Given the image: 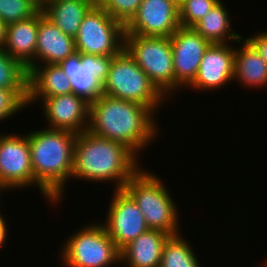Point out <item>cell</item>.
<instances>
[{"label": "cell", "mask_w": 267, "mask_h": 267, "mask_svg": "<svg viewBox=\"0 0 267 267\" xmlns=\"http://www.w3.org/2000/svg\"><path fill=\"white\" fill-rule=\"evenodd\" d=\"M74 53H76L74 38L66 35L40 9L35 66L60 64Z\"/></svg>", "instance_id": "obj_15"}, {"label": "cell", "mask_w": 267, "mask_h": 267, "mask_svg": "<svg viewBox=\"0 0 267 267\" xmlns=\"http://www.w3.org/2000/svg\"><path fill=\"white\" fill-rule=\"evenodd\" d=\"M175 74V95L193 83L205 50L211 44L192 27L180 26L170 37Z\"/></svg>", "instance_id": "obj_11"}, {"label": "cell", "mask_w": 267, "mask_h": 267, "mask_svg": "<svg viewBox=\"0 0 267 267\" xmlns=\"http://www.w3.org/2000/svg\"><path fill=\"white\" fill-rule=\"evenodd\" d=\"M138 160V156L126 145L85 130L77 134L75 140L71 178L93 183L112 182L115 190L123 189L143 167Z\"/></svg>", "instance_id": "obj_2"}, {"label": "cell", "mask_w": 267, "mask_h": 267, "mask_svg": "<svg viewBox=\"0 0 267 267\" xmlns=\"http://www.w3.org/2000/svg\"><path fill=\"white\" fill-rule=\"evenodd\" d=\"M143 168L128 180L123 189L137 203L149 229L160 230L170 236L181 233L179 210L168 187L160 175Z\"/></svg>", "instance_id": "obj_4"}, {"label": "cell", "mask_w": 267, "mask_h": 267, "mask_svg": "<svg viewBox=\"0 0 267 267\" xmlns=\"http://www.w3.org/2000/svg\"><path fill=\"white\" fill-rule=\"evenodd\" d=\"M245 39L258 51L261 58L267 63V30L256 31L255 34Z\"/></svg>", "instance_id": "obj_30"}, {"label": "cell", "mask_w": 267, "mask_h": 267, "mask_svg": "<svg viewBox=\"0 0 267 267\" xmlns=\"http://www.w3.org/2000/svg\"><path fill=\"white\" fill-rule=\"evenodd\" d=\"M89 104L84 97L72 92L45 98L39 105L47 121L45 127L79 134L88 129Z\"/></svg>", "instance_id": "obj_14"}, {"label": "cell", "mask_w": 267, "mask_h": 267, "mask_svg": "<svg viewBox=\"0 0 267 267\" xmlns=\"http://www.w3.org/2000/svg\"><path fill=\"white\" fill-rule=\"evenodd\" d=\"M220 0L192 28L210 43L238 42L242 36L232 29V15Z\"/></svg>", "instance_id": "obj_20"}, {"label": "cell", "mask_w": 267, "mask_h": 267, "mask_svg": "<svg viewBox=\"0 0 267 267\" xmlns=\"http://www.w3.org/2000/svg\"><path fill=\"white\" fill-rule=\"evenodd\" d=\"M220 0H183L179 7V21L183 27H193Z\"/></svg>", "instance_id": "obj_27"}, {"label": "cell", "mask_w": 267, "mask_h": 267, "mask_svg": "<svg viewBox=\"0 0 267 267\" xmlns=\"http://www.w3.org/2000/svg\"><path fill=\"white\" fill-rule=\"evenodd\" d=\"M39 11L31 18L7 24L3 50L29 72L35 66Z\"/></svg>", "instance_id": "obj_16"}, {"label": "cell", "mask_w": 267, "mask_h": 267, "mask_svg": "<svg viewBox=\"0 0 267 267\" xmlns=\"http://www.w3.org/2000/svg\"><path fill=\"white\" fill-rule=\"evenodd\" d=\"M169 236L149 229L120 251V263L123 267H160L163 245Z\"/></svg>", "instance_id": "obj_18"}, {"label": "cell", "mask_w": 267, "mask_h": 267, "mask_svg": "<svg viewBox=\"0 0 267 267\" xmlns=\"http://www.w3.org/2000/svg\"><path fill=\"white\" fill-rule=\"evenodd\" d=\"M80 227L67 236L60 248L62 267H112L120 263V250L102 222Z\"/></svg>", "instance_id": "obj_6"}, {"label": "cell", "mask_w": 267, "mask_h": 267, "mask_svg": "<svg viewBox=\"0 0 267 267\" xmlns=\"http://www.w3.org/2000/svg\"><path fill=\"white\" fill-rule=\"evenodd\" d=\"M124 36L125 26L94 4L74 38L75 49L80 54L115 56L124 49Z\"/></svg>", "instance_id": "obj_8"}, {"label": "cell", "mask_w": 267, "mask_h": 267, "mask_svg": "<svg viewBox=\"0 0 267 267\" xmlns=\"http://www.w3.org/2000/svg\"><path fill=\"white\" fill-rule=\"evenodd\" d=\"M5 215H2V212H0V249L6 245V240L9 236L8 232V222H6V219L4 218ZM8 234V235H7Z\"/></svg>", "instance_id": "obj_31"}, {"label": "cell", "mask_w": 267, "mask_h": 267, "mask_svg": "<svg viewBox=\"0 0 267 267\" xmlns=\"http://www.w3.org/2000/svg\"><path fill=\"white\" fill-rule=\"evenodd\" d=\"M113 192L105 213L107 217L102 224L121 251L149 228L133 198L124 189H113Z\"/></svg>", "instance_id": "obj_10"}, {"label": "cell", "mask_w": 267, "mask_h": 267, "mask_svg": "<svg viewBox=\"0 0 267 267\" xmlns=\"http://www.w3.org/2000/svg\"><path fill=\"white\" fill-rule=\"evenodd\" d=\"M263 263H264L263 265H262V263L259 264V265H261V266H259V267H267V259H266L265 261L263 260Z\"/></svg>", "instance_id": "obj_37"}, {"label": "cell", "mask_w": 267, "mask_h": 267, "mask_svg": "<svg viewBox=\"0 0 267 267\" xmlns=\"http://www.w3.org/2000/svg\"><path fill=\"white\" fill-rule=\"evenodd\" d=\"M0 88L28 89L27 69L0 49Z\"/></svg>", "instance_id": "obj_24"}, {"label": "cell", "mask_w": 267, "mask_h": 267, "mask_svg": "<svg viewBox=\"0 0 267 267\" xmlns=\"http://www.w3.org/2000/svg\"><path fill=\"white\" fill-rule=\"evenodd\" d=\"M179 7L169 0H143L125 34L168 37L180 27Z\"/></svg>", "instance_id": "obj_12"}, {"label": "cell", "mask_w": 267, "mask_h": 267, "mask_svg": "<svg viewBox=\"0 0 267 267\" xmlns=\"http://www.w3.org/2000/svg\"><path fill=\"white\" fill-rule=\"evenodd\" d=\"M26 133H0V184L9 192L35 186Z\"/></svg>", "instance_id": "obj_9"}, {"label": "cell", "mask_w": 267, "mask_h": 267, "mask_svg": "<svg viewBox=\"0 0 267 267\" xmlns=\"http://www.w3.org/2000/svg\"><path fill=\"white\" fill-rule=\"evenodd\" d=\"M102 94L147 106L156 116L168 101L125 49L112 58Z\"/></svg>", "instance_id": "obj_5"}, {"label": "cell", "mask_w": 267, "mask_h": 267, "mask_svg": "<svg viewBox=\"0 0 267 267\" xmlns=\"http://www.w3.org/2000/svg\"><path fill=\"white\" fill-rule=\"evenodd\" d=\"M68 77L72 91L87 101H94L102 94V85L87 67V54L74 53L60 63Z\"/></svg>", "instance_id": "obj_22"}, {"label": "cell", "mask_w": 267, "mask_h": 267, "mask_svg": "<svg viewBox=\"0 0 267 267\" xmlns=\"http://www.w3.org/2000/svg\"><path fill=\"white\" fill-rule=\"evenodd\" d=\"M59 1H66V0H40V3H52V2H59Z\"/></svg>", "instance_id": "obj_33"}, {"label": "cell", "mask_w": 267, "mask_h": 267, "mask_svg": "<svg viewBox=\"0 0 267 267\" xmlns=\"http://www.w3.org/2000/svg\"><path fill=\"white\" fill-rule=\"evenodd\" d=\"M4 192H7L8 193V191L0 184V196L2 195V193L4 194Z\"/></svg>", "instance_id": "obj_35"}, {"label": "cell", "mask_w": 267, "mask_h": 267, "mask_svg": "<svg viewBox=\"0 0 267 267\" xmlns=\"http://www.w3.org/2000/svg\"><path fill=\"white\" fill-rule=\"evenodd\" d=\"M27 95L28 89L0 88V122L22 112L27 107Z\"/></svg>", "instance_id": "obj_26"}, {"label": "cell", "mask_w": 267, "mask_h": 267, "mask_svg": "<svg viewBox=\"0 0 267 267\" xmlns=\"http://www.w3.org/2000/svg\"><path fill=\"white\" fill-rule=\"evenodd\" d=\"M234 43L236 42L211 43L203 54L196 78L187 89L213 92L232 84L236 46Z\"/></svg>", "instance_id": "obj_13"}, {"label": "cell", "mask_w": 267, "mask_h": 267, "mask_svg": "<svg viewBox=\"0 0 267 267\" xmlns=\"http://www.w3.org/2000/svg\"><path fill=\"white\" fill-rule=\"evenodd\" d=\"M156 119L147 106L101 94L89 104L87 130L126 145L140 158L139 153L159 135Z\"/></svg>", "instance_id": "obj_1"}, {"label": "cell", "mask_w": 267, "mask_h": 267, "mask_svg": "<svg viewBox=\"0 0 267 267\" xmlns=\"http://www.w3.org/2000/svg\"><path fill=\"white\" fill-rule=\"evenodd\" d=\"M7 25L0 19V49H3L6 39Z\"/></svg>", "instance_id": "obj_32"}, {"label": "cell", "mask_w": 267, "mask_h": 267, "mask_svg": "<svg viewBox=\"0 0 267 267\" xmlns=\"http://www.w3.org/2000/svg\"><path fill=\"white\" fill-rule=\"evenodd\" d=\"M40 0H0V19L7 25L33 17Z\"/></svg>", "instance_id": "obj_25"}, {"label": "cell", "mask_w": 267, "mask_h": 267, "mask_svg": "<svg viewBox=\"0 0 267 267\" xmlns=\"http://www.w3.org/2000/svg\"><path fill=\"white\" fill-rule=\"evenodd\" d=\"M172 3L176 4L178 7H180V5L182 4L183 0H169Z\"/></svg>", "instance_id": "obj_34"}, {"label": "cell", "mask_w": 267, "mask_h": 267, "mask_svg": "<svg viewBox=\"0 0 267 267\" xmlns=\"http://www.w3.org/2000/svg\"><path fill=\"white\" fill-rule=\"evenodd\" d=\"M72 92L68 77L60 64H40L28 72L27 107L41 103L48 97Z\"/></svg>", "instance_id": "obj_17"}, {"label": "cell", "mask_w": 267, "mask_h": 267, "mask_svg": "<svg viewBox=\"0 0 267 267\" xmlns=\"http://www.w3.org/2000/svg\"><path fill=\"white\" fill-rule=\"evenodd\" d=\"M235 44L233 81L245 89L267 88V63L244 37Z\"/></svg>", "instance_id": "obj_19"}, {"label": "cell", "mask_w": 267, "mask_h": 267, "mask_svg": "<svg viewBox=\"0 0 267 267\" xmlns=\"http://www.w3.org/2000/svg\"><path fill=\"white\" fill-rule=\"evenodd\" d=\"M190 245L182 233L169 236L163 245L160 267H202Z\"/></svg>", "instance_id": "obj_23"}, {"label": "cell", "mask_w": 267, "mask_h": 267, "mask_svg": "<svg viewBox=\"0 0 267 267\" xmlns=\"http://www.w3.org/2000/svg\"><path fill=\"white\" fill-rule=\"evenodd\" d=\"M94 4L90 0L40 3V9L66 35L75 38L83 17Z\"/></svg>", "instance_id": "obj_21"}, {"label": "cell", "mask_w": 267, "mask_h": 267, "mask_svg": "<svg viewBox=\"0 0 267 267\" xmlns=\"http://www.w3.org/2000/svg\"><path fill=\"white\" fill-rule=\"evenodd\" d=\"M93 4L98 5L102 0H90Z\"/></svg>", "instance_id": "obj_36"}, {"label": "cell", "mask_w": 267, "mask_h": 267, "mask_svg": "<svg viewBox=\"0 0 267 267\" xmlns=\"http://www.w3.org/2000/svg\"><path fill=\"white\" fill-rule=\"evenodd\" d=\"M124 49L168 100L175 97L170 38L125 34Z\"/></svg>", "instance_id": "obj_7"}, {"label": "cell", "mask_w": 267, "mask_h": 267, "mask_svg": "<svg viewBox=\"0 0 267 267\" xmlns=\"http://www.w3.org/2000/svg\"><path fill=\"white\" fill-rule=\"evenodd\" d=\"M113 57L114 56L87 55V67L101 85L107 79Z\"/></svg>", "instance_id": "obj_29"}, {"label": "cell", "mask_w": 267, "mask_h": 267, "mask_svg": "<svg viewBox=\"0 0 267 267\" xmlns=\"http://www.w3.org/2000/svg\"><path fill=\"white\" fill-rule=\"evenodd\" d=\"M143 0H102L101 6L112 18L126 26L138 11Z\"/></svg>", "instance_id": "obj_28"}, {"label": "cell", "mask_w": 267, "mask_h": 267, "mask_svg": "<svg viewBox=\"0 0 267 267\" xmlns=\"http://www.w3.org/2000/svg\"><path fill=\"white\" fill-rule=\"evenodd\" d=\"M74 132L42 128L28 132L35 186L51 205L62 203L73 173ZM58 203V204H57Z\"/></svg>", "instance_id": "obj_3"}]
</instances>
